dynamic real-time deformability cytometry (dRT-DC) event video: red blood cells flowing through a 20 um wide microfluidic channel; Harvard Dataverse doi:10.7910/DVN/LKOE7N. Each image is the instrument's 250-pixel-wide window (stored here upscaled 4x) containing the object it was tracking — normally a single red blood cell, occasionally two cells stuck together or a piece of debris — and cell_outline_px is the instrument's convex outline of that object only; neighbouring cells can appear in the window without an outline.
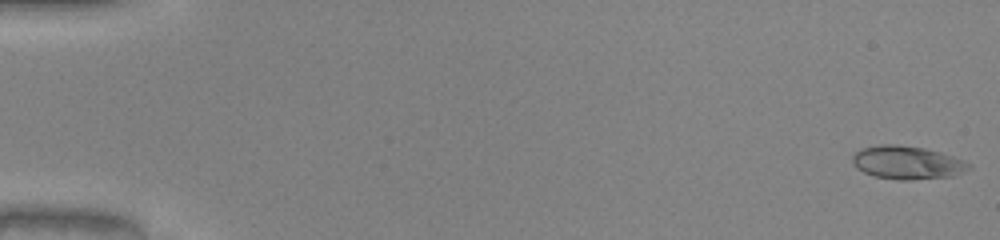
{"species": "common noctule bat (a hibernating species)", "species_latin": "Nyctalus noctula", "temperature_condition": "warm", "stored_images_in_passage": 51, "camera_frame_rate_fps": 3000, "um_per_image_px": 0.085, "animal": {"sex": "male", "body_mass_g": 20.0, "forearm_length_mm": 53.3}, "frame": {"image": 1, "passage_image": 1, "time_ms": 0.0, "image_size_px": [1000, 240], "cell_outline_px": [[972, 168], [964, 172], [952, 176], [908, 180], [900, 180], [876, 176], [864, 172], [856, 168], [852, 160], [852, 156], [860, 148], [880, 144], [896, 144], [924, 148], [940, 152], [964, 160], [972, 164]], "centroid_in_image_um": [77.13, 13.81], "position_along_channel_um": 7.9, "area_um2": 22.6}}
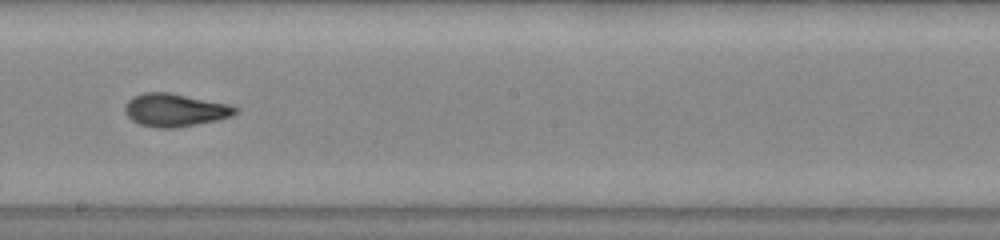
{"frame": {"image": 2, "passage_image": 30, "time_ms": 9.667, "image_size_px": [1000, 240], "cell_outline_px": [[240, 112], [232, 116], [216, 120], [196, 124], [172, 128], [156, 128], [140, 124], [132, 120], [124, 112], [124, 108], [128, 100], [132, 96], [144, 92], [168, 92], [228, 104], [240, 108]], "centroid_in_image_um": [14.87, 9.35], "position_along_channel_um": 233.3, "area_um2": 21.21}}
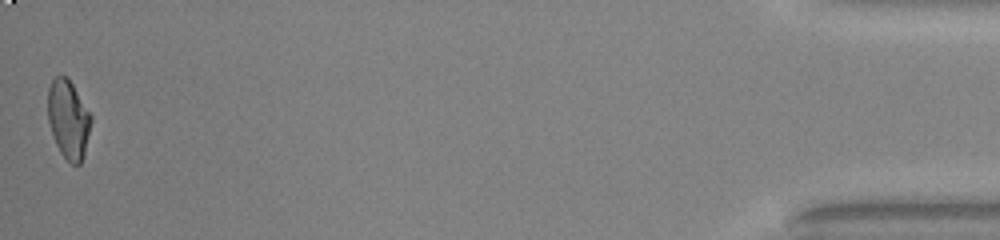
{"frame": {"image": 3, "passage_image": 51, "time_ms": 16.667, "image_size_px": [1000, 240], "cell_outline_px": [[92, 120], [84, 156], [80, 164], [72, 164], [60, 152], [56, 144], [48, 120], [48, 88], [52, 80], [56, 76], [64, 76], [72, 84], [92, 116]], "centroid_in_image_um": [5.82, 10.16], "position_along_channel_um": 429.4, "area_um2": 19.54}, "authors_computed_cell_mechanics": {"area_um2": 21.0392, "velocity_mm_per_s": 4.0794, "shape_relaxation_time_tau1_ms": 6.2816, "shape_relaxation_time_tau2_ms": 1.2857, "deformation_change_tau1": 0.2186, "deformation_change_tau2": 0.0671}}